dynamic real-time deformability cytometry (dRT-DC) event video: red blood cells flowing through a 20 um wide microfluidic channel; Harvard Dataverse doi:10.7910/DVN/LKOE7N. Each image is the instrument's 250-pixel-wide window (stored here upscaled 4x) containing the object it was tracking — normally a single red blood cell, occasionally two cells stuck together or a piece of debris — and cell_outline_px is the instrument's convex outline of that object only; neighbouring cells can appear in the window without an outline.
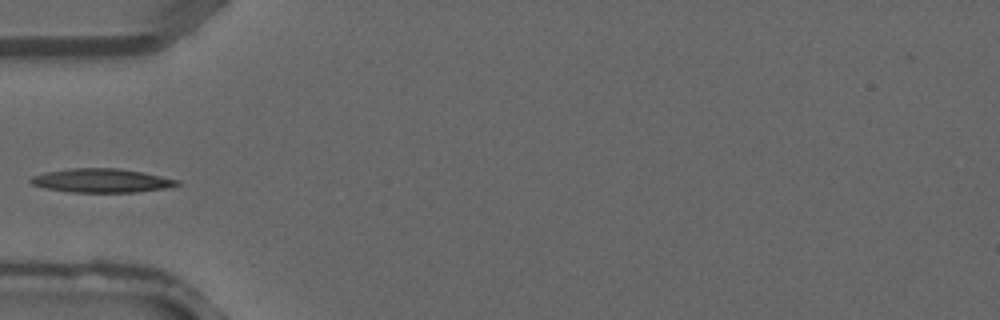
{"species": "common noctule bat (a hibernating species)", "species_latin": "Nyctalus noctula", "temperature_condition": "warm", "stored_images_in_passage": 4, "camera_frame_rate_fps": 3000, "um_per_image_px": 0.085, "animal": {"sex": "male", "forearm_length_mm": 52.5}, "frame": {"image": 1, "passage_image": 4, "time_ms": 1.0, "image_size_px": [1000, 320], "cell_outline_px": [[180, 184], [164, 188], [136, 192], [68, 192], [44, 188], [32, 184], [28, 180], [32, 176], [44, 172], [68, 168], [120, 168], [144, 172], [180, 180]], "centroid_in_image_um": [8.6, 15.34], "position_along_channel_um": 76.4, "area_um2": 20.52}}